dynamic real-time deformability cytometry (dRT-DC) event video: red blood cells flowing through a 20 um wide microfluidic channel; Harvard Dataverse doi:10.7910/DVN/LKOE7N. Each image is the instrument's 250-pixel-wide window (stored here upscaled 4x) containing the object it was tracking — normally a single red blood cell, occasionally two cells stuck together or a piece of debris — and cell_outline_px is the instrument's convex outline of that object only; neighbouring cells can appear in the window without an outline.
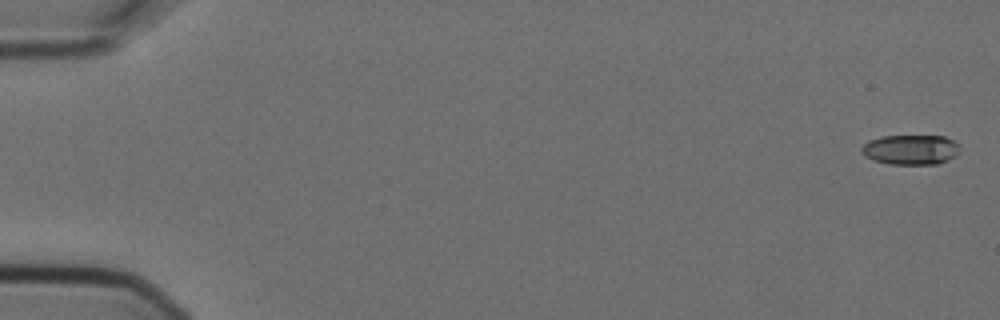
{"species": "Egyptian fruit bat (a non-hibernating species)", "species_latin": "Rousettus aegyptiacus", "temperature_condition": "cold", "stored_images_in_passage": 5, "camera_frame_rate_fps": 3000, "um_per_image_px": 0.085, "animal": {"sex": "female"}, "frame": {"image": 1, "passage_image": 1, "time_ms": 0.0, "image_size_px": [1000, 320], "cell_outline_px": [[960, 144], [956, 156], [948, 160], [936, 164], [888, 164], [872, 160], [864, 156], [860, 152], [860, 148], [868, 140], [880, 136], [944, 136]], "centroid_in_image_um": [77.37, 12.72], "position_along_channel_um": 7.6, "area_um2": 17.34}}
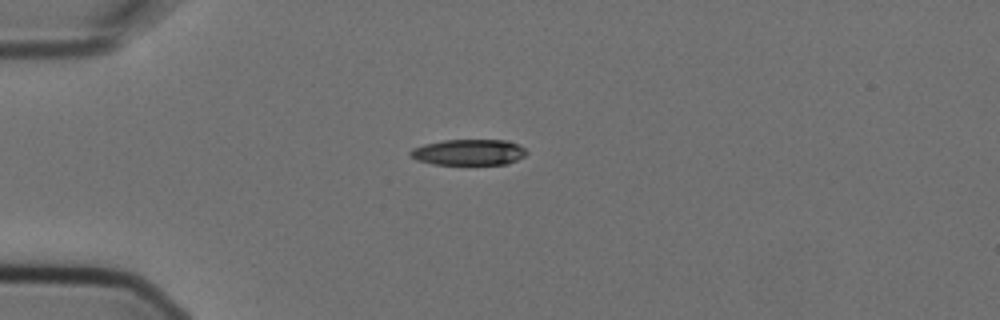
{"frame": {"image": 2, "passage_image": 5, "time_ms": 1.333, "image_size_px": [1000, 320], "cell_outline_px": [[528, 152], [524, 156], [508, 164], [432, 164], [416, 160], [408, 156], [408, 152], [412, 148], [424, 144], [444, 140], [508, 140], [524, 148]], "centroid_in_image_um": [39.8, 12.94], "position_along_channel_um": 45.2, "area_um2": 17.63}}